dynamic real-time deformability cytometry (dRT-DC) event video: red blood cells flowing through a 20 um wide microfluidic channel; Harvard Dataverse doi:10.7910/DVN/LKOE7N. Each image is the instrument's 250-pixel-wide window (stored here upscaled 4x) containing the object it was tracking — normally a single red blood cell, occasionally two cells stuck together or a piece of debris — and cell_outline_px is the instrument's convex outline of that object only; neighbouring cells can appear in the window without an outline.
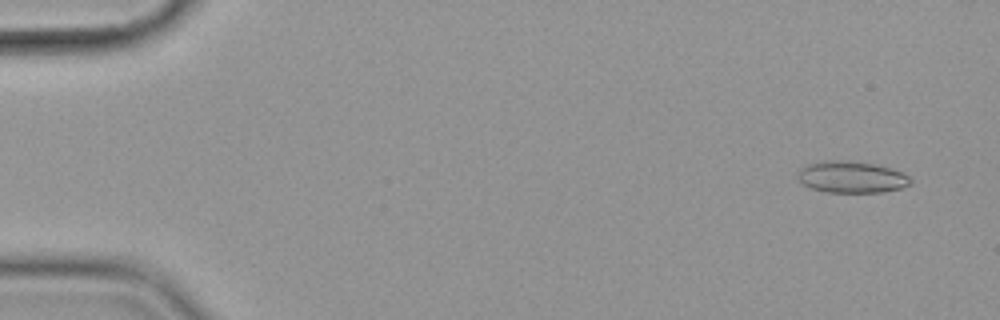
{"species": "common noctule bat (a hibernating species)", "species_latin": "Nyctalus noctula", "temperature_condition": "cold", "stored_images_in_passage": 7, "segment_of_instrument_passage": [1, 2], "camera_frame_rate_fps": 3000, "um_per_image_px": 0.085, "animal": {"sex": "female", "body_mass_g": 19.9}, "frame": {"image": 1, "passage_image": 1, "time_ms": 0.0, "image_size_px": [1000, 320], "cell_outline_px": [[912, 184], [900, 188], [880, 192], [824, 192], [812, 188], [804, 184], [796, 176], [800, 168], [804, 164], [824, 160], [848, 160], [872, 164], [888, 168], [900, 172], [908, 176], [912, 180]], "centroid_in_image_um": [72.33, 15.04], "position_along_channel_um": 12.7, "area_um2": 20.75}}
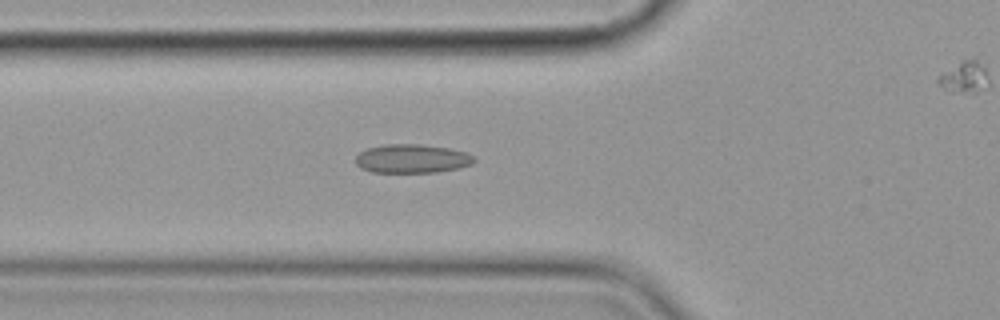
{"frame": {"image": 2, "passage_image": 6, "time_ms": 5.667, "image_size_px": [1000, 320], "cell_outline_px": [[476, 160], [472, 164], [460, 168], [436, 172], [372, 172], [360, 168], [356, 164], [356, 156], [360, 152], [368, 148], [384, 144], [420, 144], [448, 148], [468, 152], [476, 156]], "centroid_in_image_um": [35.06, 13.48], "position_along_channel_um": 90.7, "area_um2": 20.06}}